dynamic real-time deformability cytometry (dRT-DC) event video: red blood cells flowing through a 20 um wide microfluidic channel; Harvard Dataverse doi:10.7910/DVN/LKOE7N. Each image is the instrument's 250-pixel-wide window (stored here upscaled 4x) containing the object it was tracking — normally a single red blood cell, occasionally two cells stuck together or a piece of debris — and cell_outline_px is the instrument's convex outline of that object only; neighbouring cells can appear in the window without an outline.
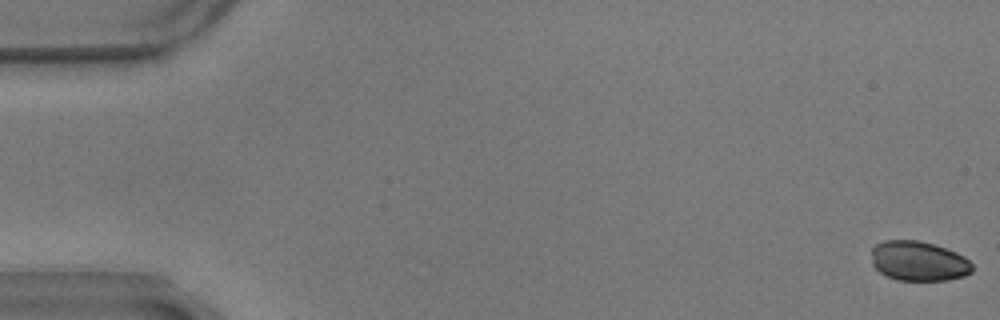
{"species": "common noctule bat (a hibernating species)", "species_latin": "Nyctalus noctula", "temperature_condition": "warm", "stored_images_in_passage": 2, "camera_frame_rate_fps": 3000, "um_per_image_px": 0.085, "animal": {"sex": "male", "body_mass_g": 17.9}, "frame": {"image": 1, "passage_image": 1, "time_ms": 0.0, "image_size_px": [1000, 320], "cell_outline_px": [[972, 272], [964, 276], [948, 280], [896, 280], [880, 272], [872, 264], [872, 248], [876, 244], [884, 240], [920, 240], [956, 252], [964, 256], [972, 264]], "centroid_in_image_um": [78.08, 22.19], "position_along_channel_um": 6.9, "area_um2": 23.35}}